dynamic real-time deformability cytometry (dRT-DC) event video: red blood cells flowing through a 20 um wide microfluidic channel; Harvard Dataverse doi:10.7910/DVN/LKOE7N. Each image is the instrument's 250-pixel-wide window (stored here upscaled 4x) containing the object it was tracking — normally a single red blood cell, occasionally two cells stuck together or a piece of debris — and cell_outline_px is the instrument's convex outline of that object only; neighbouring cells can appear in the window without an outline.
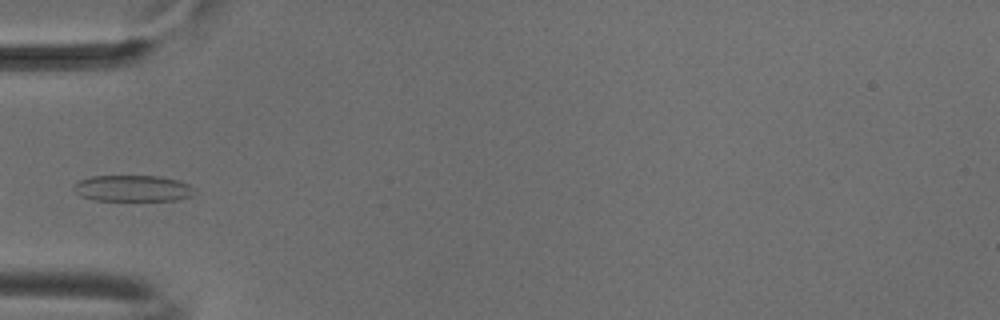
{"species": "common noctule bat (a hibernating species)", "species_latin": "Nyctalus noctula", "temperature_condition": "cold", "stored_images_in_passage": 5, "camera_frame_rate_fps": 3000, "um_per_image_px": 0.085, "animal": {"sex": "male", "body_mass_g": 18.8}, "frame": {"image": 1, "passage_image": 5, "time_ms": 1.333, "image_size_px": [1000, 320], "cell_outline_px": [[196, 188], [192, 196], [180, 200], [92, 200], [80, 196], [72, 188], [72, 184], [80, 180], [92, 176], [160, 176], [180, 180]], "centroid_in_image_um": [11.29, 16.01], "position_along_channel_um": 73.7, "area_um2": 18.73}}